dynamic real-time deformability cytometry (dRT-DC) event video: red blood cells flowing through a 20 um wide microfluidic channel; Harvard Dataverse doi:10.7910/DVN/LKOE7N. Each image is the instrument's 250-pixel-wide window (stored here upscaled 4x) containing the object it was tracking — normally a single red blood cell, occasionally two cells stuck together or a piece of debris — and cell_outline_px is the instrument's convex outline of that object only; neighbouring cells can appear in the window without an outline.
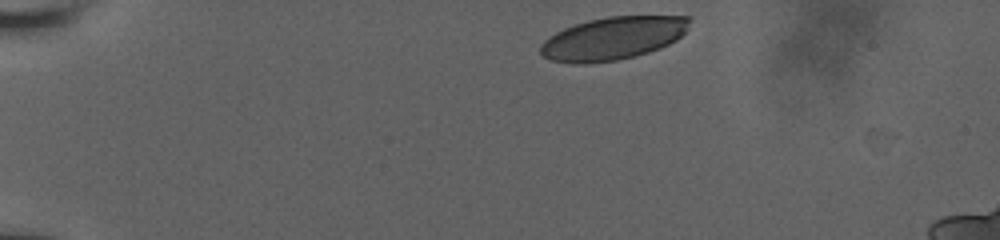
{"species": "human", "species_latin": "Homo sapiens", "temperature_condition": "room temperature", "stored_images_in_passage": 4, "camera_frame_rate_fps": 3000, "um_per_image_px": 0.085, "donor": {"sex": "male"}, "frame": {"image": 1, "passage_image": 1, "time_ms": 0.0, "image_size_px": [1000, 240], "cell_outline_px": [[692, 20], [688, 28], [676, 40], [660, 48], [648, 52], [616, 60], [584, 64], [576, 64], [552, 60], [544, 56], [540, 52], [540, 44], [548, 36], [564, 28], [588, 20], [608, 16], [692, 16]], "centroid_in_image_um": [52.1, 3.24], "position_along_channel_um": 32.9, "area_um2": 37.22}}